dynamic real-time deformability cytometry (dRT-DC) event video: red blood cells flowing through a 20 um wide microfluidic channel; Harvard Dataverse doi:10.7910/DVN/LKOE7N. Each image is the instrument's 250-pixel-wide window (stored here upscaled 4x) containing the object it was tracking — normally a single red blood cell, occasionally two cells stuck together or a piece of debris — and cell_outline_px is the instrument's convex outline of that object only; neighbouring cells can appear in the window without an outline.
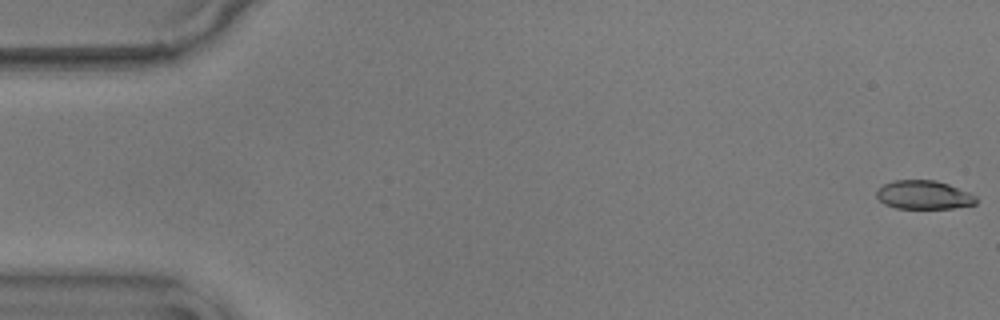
{"species": "common noctule bat (a hibernating species)", "species_latin": "Nyctalus noctula", "temperature_condition": "warm", "stored_images_in_passage": 56, "camera_frame_rate_fps": 3000, "um_per_image_px": 0.085, "animal": {"sex": "male", "body_mass_g": 17.9}, "frame": {"image": 1, "passage_image": 1, "time_ms": 0.0, "image_size_px": [1000, 320], "cell_outline_px": [[976, 204], [952, 208], [896, 208], [884, 204], [876, 196], [876, 192], [884, 184], [892, 180], [936, 180], [948, 184], [968, 192], [976, 196]], "centroid_in_image_um": [78.51, 16.56], "position_along_channel_um": 6.5, "area_um2": 16.53}}
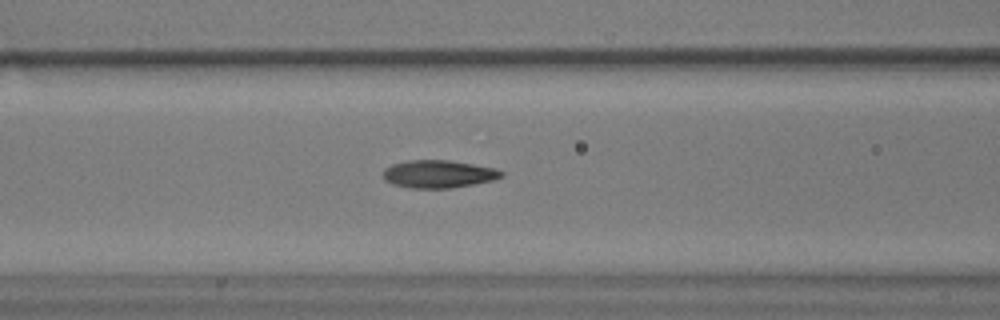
{"frame": {"image": 2, "passage_image": 23, "time_ms": 7.333, "image_size_px": [1000, 320], "cell_outline_px": [[504, 176], [492, 180], [452, 188], [408, 188], [392, 184], [384, 180], [384, 168], [392, 164], [408, 160], [448, 160], [496, 168], [504, 172]], "centroid_in_image_um": [37.26, 14.79], "position_along_channel_um": 129.3, "area_um2": 19.13}}
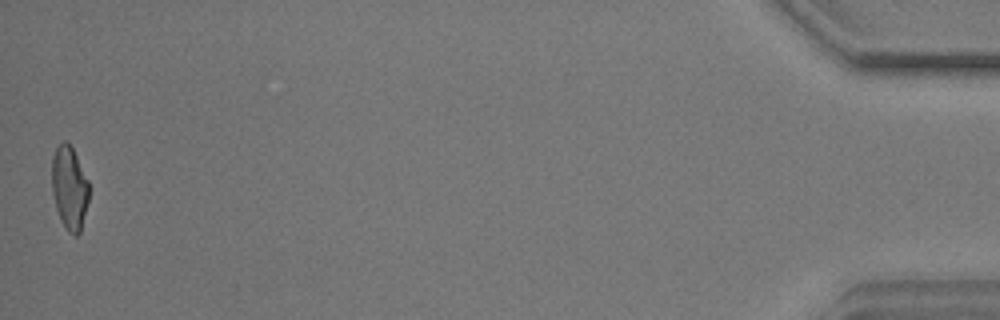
{"frame": {"image": 3, "passage_image": 56, "time_ms": 18.333, "image_size_px": [1000, 320], "cell_outline_px": [[88, 200], [80, 232], [76, 236], [68, 232], [60, 220], [56, 208], [52, 192], [52, 156], [56, 148], [64, 140], [72, 148], [88, 180]], "centroid_in_image_um": [5.88, 15.99], "position_along_channel_um": 429.3, "area_um2": 17.8}, "authors_computed_cell_mechanics": {"area_um2": 18.5827, "velocity_mm_per_s": 3.5956, "shape_relaxation_time_tau1_ms": 6.289, "shape_relaxation_time_tau2_ms": 1.4647, "deformation_change_tau1": 0.1893, "deformation_change_tau2": 0.084}}